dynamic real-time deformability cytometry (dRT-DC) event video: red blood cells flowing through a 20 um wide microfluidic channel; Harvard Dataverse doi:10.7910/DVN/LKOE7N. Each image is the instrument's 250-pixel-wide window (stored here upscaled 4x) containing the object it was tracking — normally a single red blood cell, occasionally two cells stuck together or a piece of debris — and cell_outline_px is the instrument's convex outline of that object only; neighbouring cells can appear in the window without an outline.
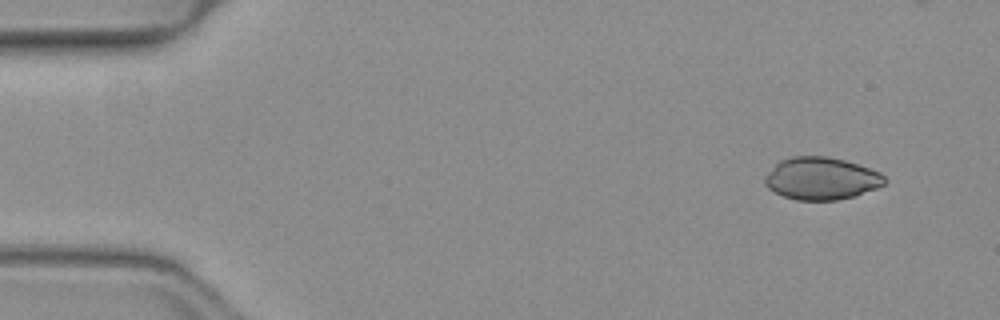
{"species": "common noctule bat (a hibernating species)", "species_latin": "Nyctalus noctula", "temperature_condition": "warm", "stored_images_in_passage": 48, "camera_frame_rate_fps": 3000, "um_per_image_px": 0.085, "animal": {"sex": "female", "body_mass_g": 19.3, "forearm_length_mm": 54.1}, "frame": {"image": 1, "passage_image": 2, "time_ms": 0.333, "image_size_px": [1000, 320], "cell_outline_px": [[888, 180], [884, 184], [876, 188], [852, 196], [836, 200], [796, 200], [784, 196], [768, 188], [764, 184], [764, 180], [768, 172], [780, 160], [792, 156], [828, 156], [844, 160], [880, 172]], "centroid_in_image_um": [69.8, 15.16], "position_along_channel_um": 15.2, "area_um2": 29.36}}
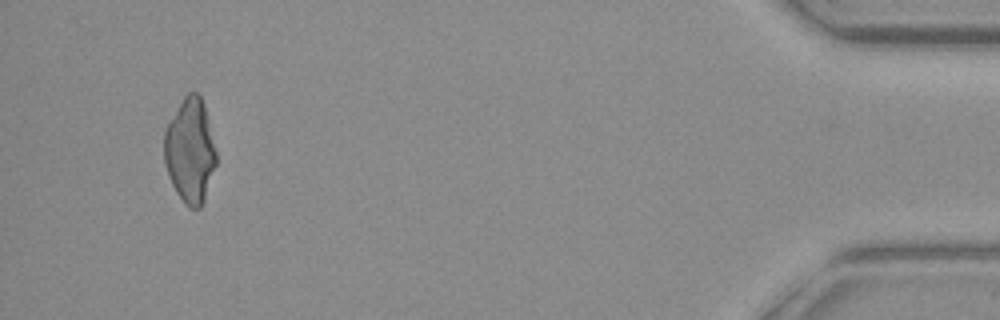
{"frame": {"image": 2, "passage_image": 46, "time_ms": 15.0, "image_size_px": [1000, 320], "cell_outline_px": [[216, 164], [204, 200], [200, 208], [188, 208], [184, 204], [176, 192], [168, 176], [164, 164], [164, 132], [168, 124], [184, 96], [188, 92], [196, 92], [200, 96], [204, 104], [216, 152]], "centroid_in_image_um": [16.14, 12.84], "position_along_channel_um": 419.1, "area_um2": 31.5}}